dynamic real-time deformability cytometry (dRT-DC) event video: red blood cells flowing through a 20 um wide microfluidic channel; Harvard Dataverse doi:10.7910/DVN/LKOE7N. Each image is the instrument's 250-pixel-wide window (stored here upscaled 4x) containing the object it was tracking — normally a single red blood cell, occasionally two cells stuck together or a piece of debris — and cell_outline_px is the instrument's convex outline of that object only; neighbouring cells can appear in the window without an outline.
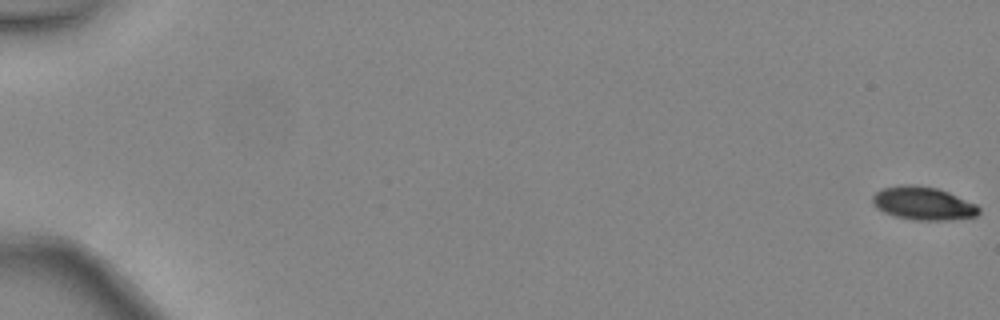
{"species": "common noctule bat (a hibernating species)", "species_latin": "Nyctalus noctula", "temperature_condition": "warm", "stored_images_in_passage": 48, "camera_frame_rate_fps": 3000, "um_per_image_px": 0.085, "animal": {"sex": "female", "body_mass_g": 24.6, "forearm_length_mm": 56.2}, "frame": {"image": 1, "passage_image": 1, "time_ms": 0.0, "image_size_px": [1000, 320], "cell_outline_px": [[980, 212], [976, 216], [952, 220], [916, 220], [896, 216], [884, 212], [876, 208], [872, 204], [872, 196], [876, 192], [884, 188], [900, 184], [916, 184], [936, 188], [948, 192], [976, 204], [980, 208]], "centroid_in_image_um": [78.46, 17.28], "position_along_channel_um": 6.5, "area_um2": 20.63}}
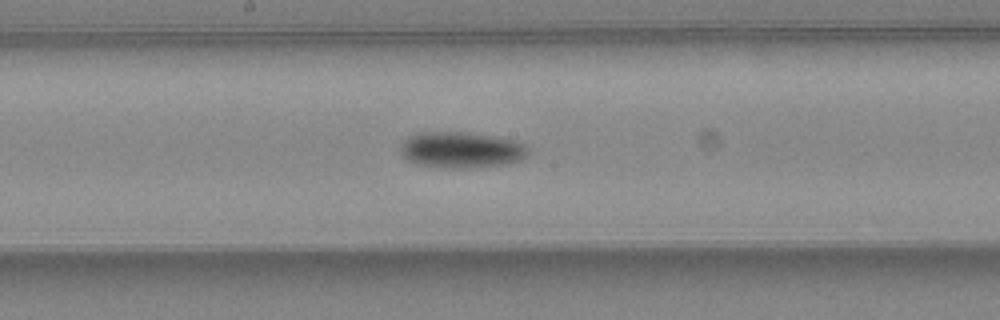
{"frame": {"image": 2, "passage_image": 28, "time_ms": 9.0, "image_size_px": [1000, 320], "cell_outline_px": [[528, 156], [520, 160], [508, 164], [468, 168], [440, 168], [416, 164], [408, 160], [400, 152], [400, 140], [416, 132], [468, 132], [492, 136], [512, 140], [524, 144], [528, 148]], "centroid_in_image_um": [39.16, 12.74], "position_along_channel_um": 209.0, "area_um2": 27.28}}
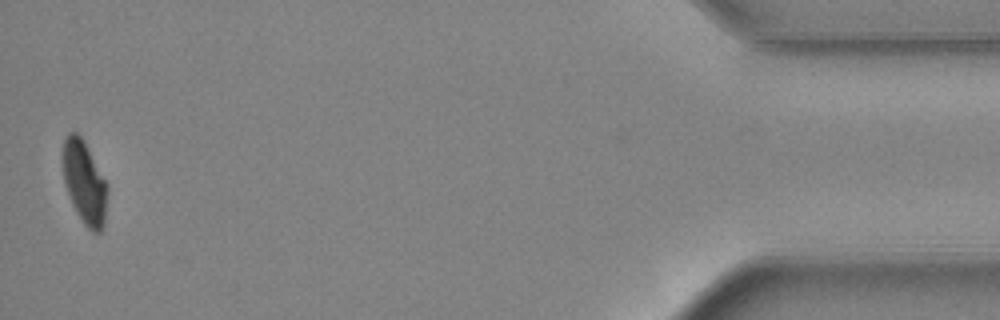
{"frame": {"image": 3, "passage_image": 48, "time_ms": 15.667, "image_size_px": [1000, 320], "cell_outline_px": [[108, 192], [104, 224], [100, 232], [92, 232], [84, 224], [76, 212], [72, 204], [64, 184], [60, 160], [64, 140], [68, 132], [76, 132], [84, 140], [108, 184]], "centroid_in_image_um": [7.15, 15.48], "position_along_channel_um": 428.0, "area_um2": 22.14}, "authors_computed_cell_mechanics": {"area_um2": 23.2356, "velocity_mm_per_s": 4.4811, "shape_relaxation_time_tau1_ms": 2.8636, "shape_relaxation_time_tau2_ms": null, "deformation_change_tau1": 0.1188, "deformation_change_tau2": null}}